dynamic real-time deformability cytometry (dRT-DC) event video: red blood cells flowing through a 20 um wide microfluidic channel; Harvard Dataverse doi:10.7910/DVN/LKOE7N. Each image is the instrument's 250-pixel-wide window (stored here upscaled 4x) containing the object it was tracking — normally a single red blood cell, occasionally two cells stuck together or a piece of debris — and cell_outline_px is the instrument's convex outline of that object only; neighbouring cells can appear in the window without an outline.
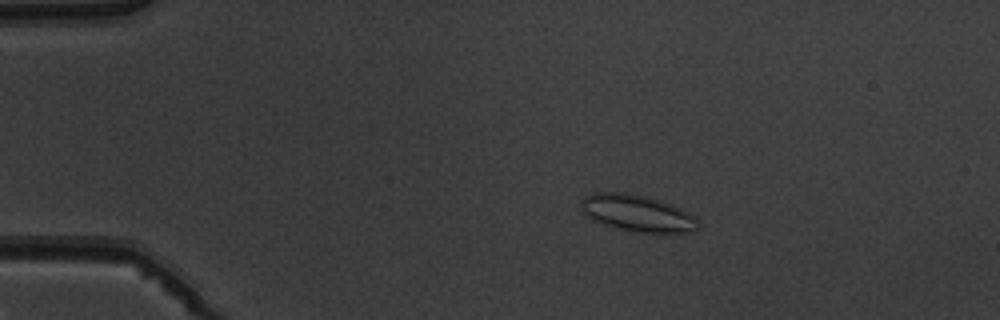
{"species": "common noctule bat (a hibernating species)", "species_latin": "Nyctalus noctula", "temperature_condition": "warm", "stored_images_in_passage": 5, "camera_frame_rate_fps": 3000, "um_per_image_px": 0.085, "animal": {"sex": "male", "body_mass_g": 19.5, "forearm_length_mm": 54.6}, "frame": {"image": 1, "passage_image": 2, "time_ms": 2.0, "image_size_px": [1000, 320], "cell_outline_px": [[696, 228], [692, 232], [632, 232], [616, 228], [592, 220], [580, 208], [580, 204], [584, 196], [592, 192], [628, 192], [660, 200], [680, 208], [696, 216]], "centroid_in_image_um": [54.12, 18.1], "position_along_channel_um": 30.9, "area_um2": 24.97}}
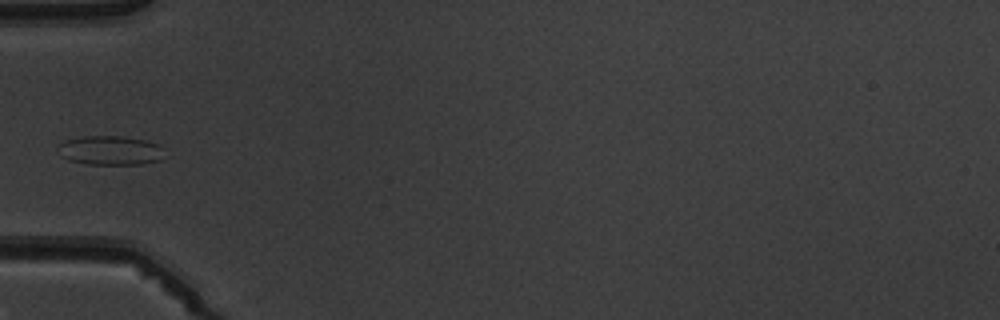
{"frame": {"image": 2, "passage_image": 4, "time_ms": 4.667, "image_size_px": [1000, 320], "cell_outline_px": [[164, 148], [160, 160], [140, 164], [88, 164], [68, 160], [60, 156], [56, 148], [64, 140], [84, 136], [124, 136], [144, 140], [160, 144]], "centroid_in_image_um": [9.34, 12.78], "position_along_channel_um": 75.7, "area_um2": 18.26}}
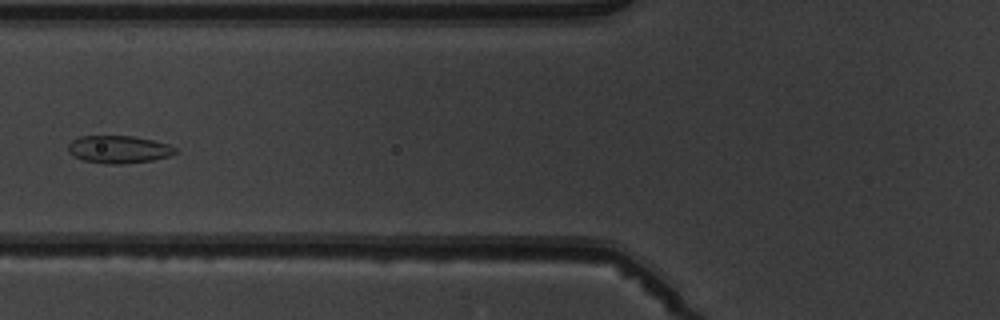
{"frame": {"image": 3, "passage_image": 5, "time_ms": 5.667, "image_size_px": [1000, 320], "cell_outline_px": [[176, 152], [168, 156], [152, 160], [120, 164], [104, 164], [84, 160], [72, 156], [68, 152], [68, 144], [72, 140], [80, 136], [132, 136], [152, 140], [168, 144], [176, 148]], "centroid_in_image_um": [10.04, 12.7], "position_along_channel_um": 115.8, "area_um2": 17.17}}